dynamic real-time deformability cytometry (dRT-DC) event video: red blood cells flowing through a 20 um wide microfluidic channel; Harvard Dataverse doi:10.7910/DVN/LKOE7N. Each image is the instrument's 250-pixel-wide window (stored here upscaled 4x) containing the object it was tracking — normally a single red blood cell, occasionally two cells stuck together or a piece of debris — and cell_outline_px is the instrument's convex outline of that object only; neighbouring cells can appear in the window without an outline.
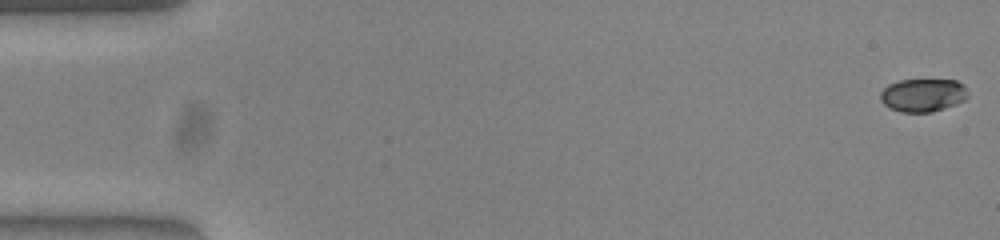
{"species": "common noctule bat (a hibernating species)", "species_latin": "Nyctalus noctula", "temperature_condition": "warm", "stored_images_in_passage": 54, "camera_frame_rate_fps": 3000, "um_per_image_px": 0.085, "animal": {"sex": "female", "body_mass_g": 23.0, "forearm_length_mm": 53.4}, "frame": {"image": 1, "passage_image": 1, "time_ms": 0.0, "image_size_px": [1000, 240], "cell_outline_px": [[968, 96], [964, 100], [956, 104], [932, 112], [900, 112], [884, 104], [880, 100], [880, 92], [888, 84], [900, 80], [956, 80], [964, 84], [968, 88]], "centroid_in_image_um": [78.47, 8.08], "position_along_channel_um": 6.5, "area_um2": 16.99}}
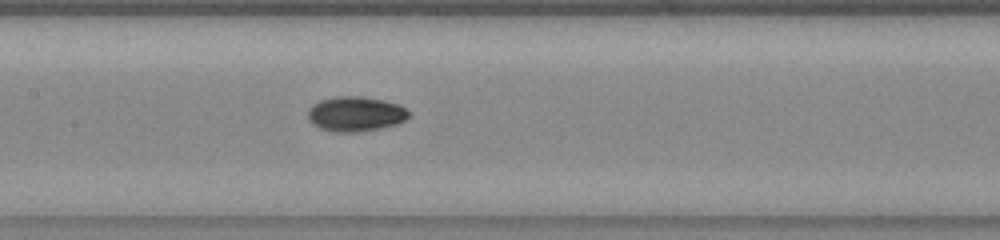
{"frame": {"image": 2, "passage_image": 26, "time_ms": 8.333, "image_size_px": [1000, 240], "cell_outline_px": [[408, 116], [404, 120], [396, 124], [380, 128], [356, 132], [336, 132], [320, 128], [312, 124], [308, 116], [308, 108], [312, 104], [320, 100], [336, 96], [360, 96], [384, 100], [400, 104], [408, 112]], "centroid_in_image_um": [30.19, 9.67], "position_along_channel_um": 177.2, "area_um2": 20.46}}
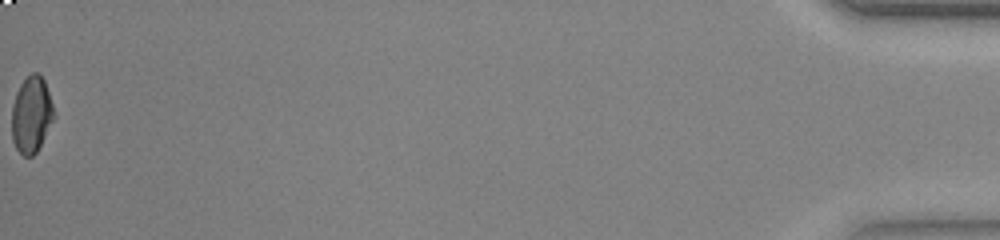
{"frame": {"image": 3, "passage_image": 54, "time_ms": 17.667, "image_size_px": [1000, 240], "cell_outline_px": [[56, 116], [36, 152], [32, 156], [24, 156], [16, 148], [12, 140], [12, 104], [16, 92], [20, 84], [32, 72], [36, 72], [44, 80]], "centroid_in_image_um": [2.67, 9.75], "position_along_channel_um": 432.5, "area_um2": 18.67}, "authors_computed_cell_mechanics": {"area_um2": 18.8428, "velocity_mm_per_s": 3.8665, "shape_relaxation_time_tau1_ms": 4.843, "shape_relaxation_time_tau2_ms": 6.0125, "deformation_change_tau1": 0.1702, "deformation_change_tau2": 0.0601}}